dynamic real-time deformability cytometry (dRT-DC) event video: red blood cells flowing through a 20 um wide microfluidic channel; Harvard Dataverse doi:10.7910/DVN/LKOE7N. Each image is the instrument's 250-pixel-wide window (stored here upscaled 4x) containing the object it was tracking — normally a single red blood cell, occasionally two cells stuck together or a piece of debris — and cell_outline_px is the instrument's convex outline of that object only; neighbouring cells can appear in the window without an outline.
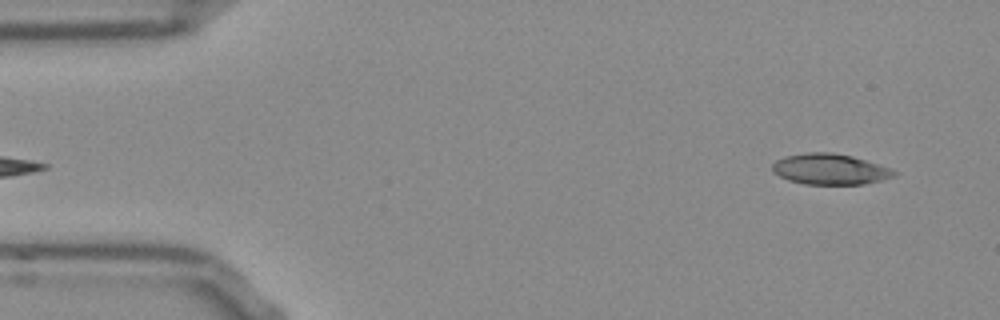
{"species": "Egyptian fruit bat (a non-hibernating species)", "species_latin": "Rousettus aegyptiacus", "temperature_condition": "room temperature", "stored_images_in_passage": 51, "camera_frame_rate_fps": 3000, "um_per_image_px": 0.085, "frame": {"image": 1, "passage_image": 2, "time_ms": 0.333, "image_size_px": [1000, 320], "cell_outline_px": [[896, 176], [864, 184], [804, 184], [788, 180], [772, 172], [772, 164], [776, 160], [784, 156], [808, 152], [828, 152], [852, 156], [888, 168], [896, 172]], "centroid_in_image_um": [70.48, 14.38], "position_along_channel_um": 14.5, "area_um2": 21.62}}
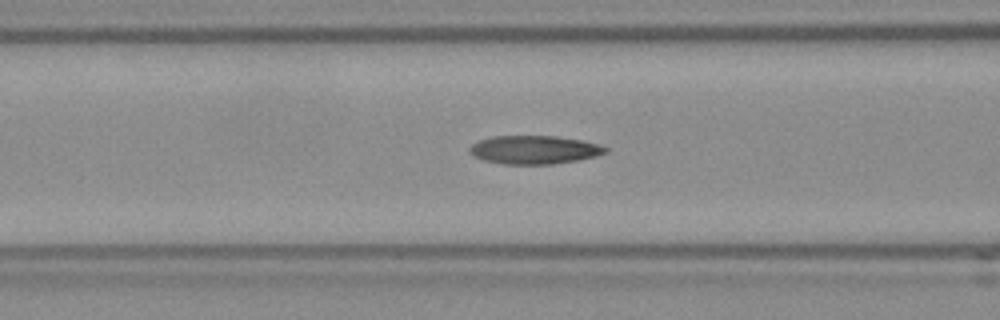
{"frame": {"image": 2, "passage_image": 18, "time_ms": 5.667, "image_size_px": [1000, 320], "cell_outline_px": [[608, 152], [596, 156], [576, 160], [552, 164], [504, 164], [484, 160], [468, 152], [468, 148], [472, 144], [480, 140], [492, 136], [556, 136], [580, 140], [596, 144], [608, 148]], "centroid_in_image_um": [45.39, 12.73], "position_along_channel_um": 121.2, "area_um2": 22.31}}
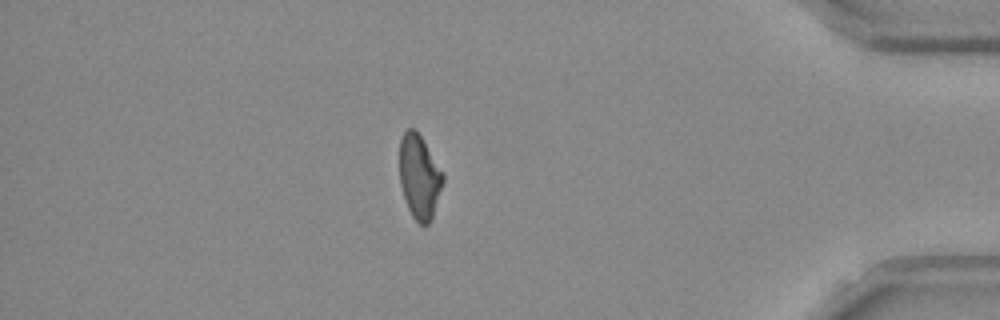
{"frame": {"image": 3, "passage_image": 43, "time_ms": 14.0, "image_size_px": [1000, 320], "cell_outline_px": [[444, 180], [432, 220], [428, 224], [420, 224], [412, 216], [408, 208], [400, 184], [400, 140], [404, 132], [408, 128], [412, 128], [420, 136], [444, 176]], "centroid_in_image_um": [35.64, 15.07], "position_along_channel_um": 399.6, "area_um2": 20.81}, "authors_computed_cell_mechanics": {"area_um2": 22.0218, "velocity_mm_per_s": 3.8522, "shape_relaxation_time_tau1_ms": 9.3231, "shape_relaxation_time_tau2_ms": 3.7258, "deformation_change_tau1": 0.2584, "deformation_change_tau2": 0.1213}}